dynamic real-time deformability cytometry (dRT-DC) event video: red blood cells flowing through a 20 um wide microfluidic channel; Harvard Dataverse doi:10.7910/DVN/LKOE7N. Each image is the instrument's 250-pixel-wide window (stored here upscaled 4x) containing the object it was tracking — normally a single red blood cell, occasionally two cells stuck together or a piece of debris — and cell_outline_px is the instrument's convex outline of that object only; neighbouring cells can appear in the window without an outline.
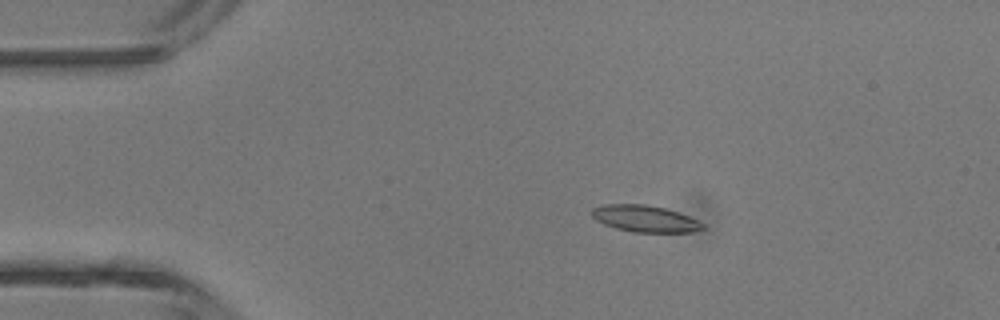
{"species": "common noctule bat (a hibernating species)", "species_latin": "Nyctalus noctula", "temperature_condition": "room temperature", "stored_images_in_passage": 3, "camera_frame_rate_fps": 3000, "um_per_image_px": 0.085, "animal": {"sex": "male", "body_mass_g": 13.3}, "frame": {"image": 1, "passage_image": 2, "time_ms": 1.333, "image_size_px": [1000, 320], "cell_outline_px": [[704, 228], [692, 232], [632, 232], [616, 228], [604, 224], [596, 220], [592, 216], [592, 208], [604, 204], [644, 204], [664, 208], [688, 216], [704, 224]], "centroid_in_image_um": [54.79, 18.59], "position_along_channel_um": 30.2, "area_um2": 17.05}}